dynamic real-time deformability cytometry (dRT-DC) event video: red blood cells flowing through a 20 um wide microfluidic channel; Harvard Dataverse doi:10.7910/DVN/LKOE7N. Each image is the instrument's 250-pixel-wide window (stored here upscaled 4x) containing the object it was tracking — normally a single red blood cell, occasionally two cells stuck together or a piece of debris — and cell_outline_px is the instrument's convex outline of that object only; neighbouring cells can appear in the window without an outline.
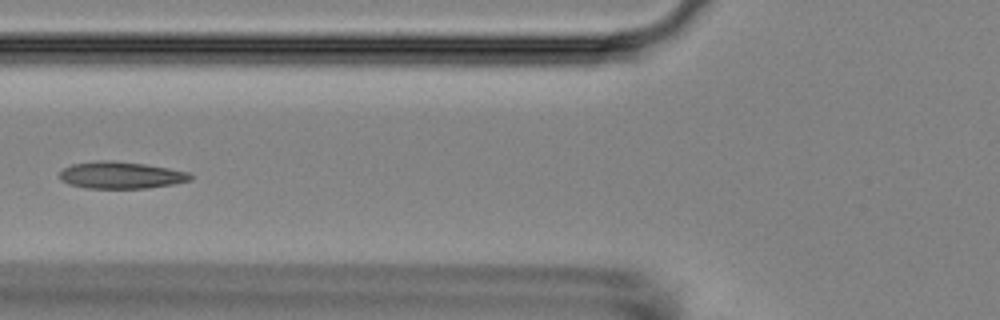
{"species": "Egyptian fruit bat (a non-hibernating species)", "species_latin": "Rousettus aegyptiacus", "temperature_condition": "room temperature", "stored_images_in_passage": 8, "camera_frame_rate_fps": 3000, "um_per_image_px": 0.085, "animal": {"sex": "female"}, "frame": {"image": 1, "passage_image": 7, "time_ms": 7.0, "image_size_px": [1000, 320], "cell_outline_px": [[192, 180], [172, 184], [148, 188], [84, 188], [68, 184], [60, 180], [60, 172], [64, 168], [72, 164], [96, 160], [112, 160], [144, 164], [168, 168], [188, 172], [192, 176]], "centroid_in_image_um": [10.25, 14.89], "position_along_channel_um": 115.6, "area_um2": 20.58}}